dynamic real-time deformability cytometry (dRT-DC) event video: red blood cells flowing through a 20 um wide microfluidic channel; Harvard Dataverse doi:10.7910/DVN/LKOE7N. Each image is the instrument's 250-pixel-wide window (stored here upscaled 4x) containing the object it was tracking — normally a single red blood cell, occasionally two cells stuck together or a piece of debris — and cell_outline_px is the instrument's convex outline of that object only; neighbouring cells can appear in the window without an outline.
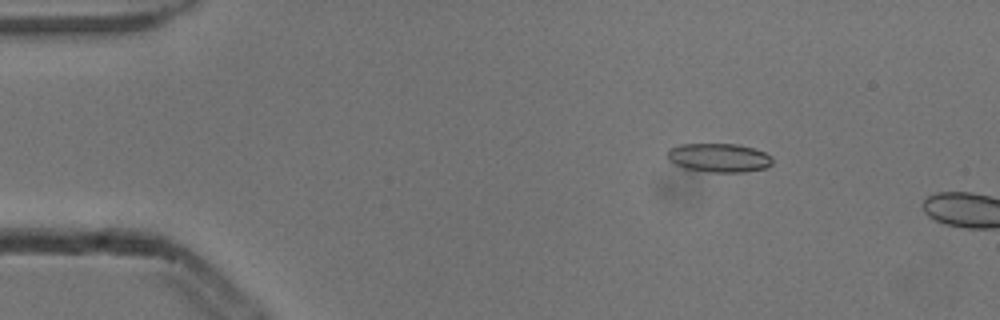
{"species": "common noctule bat (a hibernating species)", "species_latin": "Nyctalus noctula", "temperature_condition": "cold", "stored_images_in_passage": 2, "camera_frame_rate_fps": 3000, "um_per_image_px": 0.085, "animal": {"sex": "male", "body_mass_g": 13.3}, "frame": {"image": 1, "passage_image": 1, "time_ms": 0.0, "image_size_px": [1000, 320], "cell_outline_px": [[772, 164], [768, 168], [744, 172], [712, 172], [684, 168], [668, 160], [668, 148], [680, 144], [736, 144], [752, 148], [764, 152], [772, 156]], "centroid_in_image_um": [61.12, 13.41], "position_along_channel_um": 23.9, "area_um2": 17.69}}